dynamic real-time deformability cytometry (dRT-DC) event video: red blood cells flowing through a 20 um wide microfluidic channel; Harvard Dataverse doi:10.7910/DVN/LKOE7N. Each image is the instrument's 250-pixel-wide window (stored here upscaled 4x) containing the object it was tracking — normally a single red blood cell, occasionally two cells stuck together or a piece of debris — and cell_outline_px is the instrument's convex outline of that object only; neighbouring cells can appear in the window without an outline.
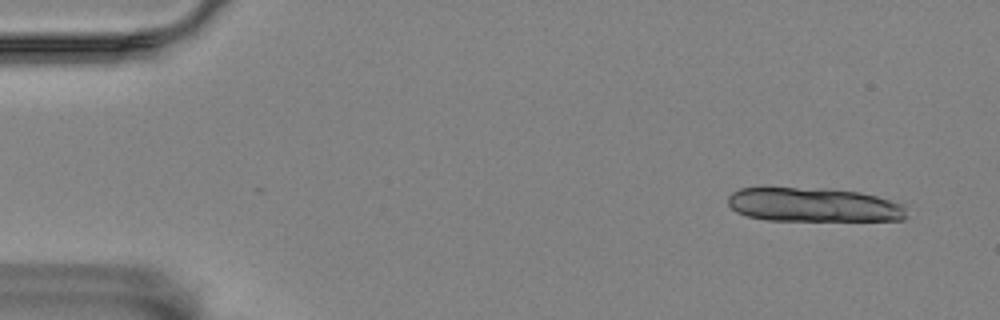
{"species": "Egyptian fruit bat (a non-hibernating species)", "species_latin": "Rousettus aegyptiacus", "temperature_condition": "room temperature", "stored_images_in_passage": 4, "camera_frame_rate_fps": 3000, "um_per_image_px": 0.085, "animal": {"sex": "female"}, "frame": {"image": 1, "passage_image": 1, "time_ms": 0.0, "image_size_px": [1000, 320], "cell_outline_px": [[908, 216], [904, 220], [768, 220], [748, 216], [736, 212], [728, 204], [728, 196], [732, 192], [740, 188], [824, 188], [860, 192], [876, 196], [900, 204], [904, 208]], "centroid_in_image_um": [69.13, 17.41], "position_along_channel_um": 15.9, "area_um2": 35.26}}